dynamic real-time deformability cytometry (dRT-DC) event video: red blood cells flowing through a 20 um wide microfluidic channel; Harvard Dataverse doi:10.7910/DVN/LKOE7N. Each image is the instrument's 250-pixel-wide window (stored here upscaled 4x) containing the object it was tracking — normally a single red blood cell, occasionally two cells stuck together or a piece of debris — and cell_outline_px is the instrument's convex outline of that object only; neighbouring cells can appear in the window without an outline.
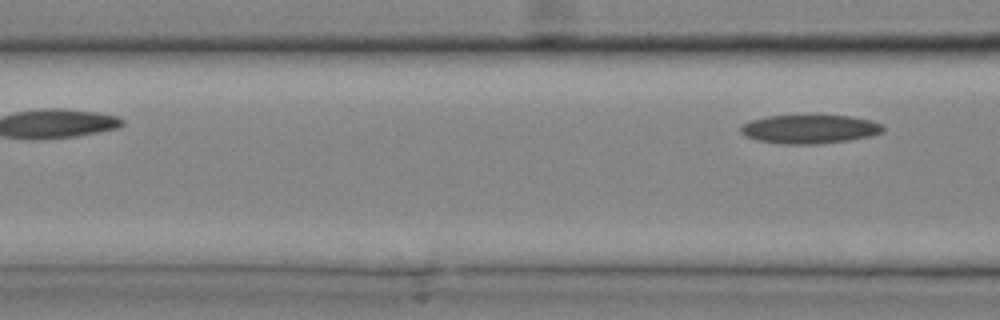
{"species": "common noctule bat (a hibernating species)", "species_latin": "Nyctalus noctula", "temperature_condition": "cold", "stored_images_in_passage": 8, "segment_of_instrument_passage": [2, 2], "camera_frame_rate_fps": 3000, "um_per_image_px": 0.085, "animal": {"sex": "male", "body_mass_g": 20.4}, "frame": {"image": 1, "passage_image": 8, "time_ms": 2.333, "image_size_px": [1000, 320], "cell_outline_px": [[884, 132], [868, 136], [848, 140], [816, 144], [784, 144], [756, 140], [740, 132], [740, 128], [744, 124], [752, 120], [768, 116], [852, 116], [868, 120], [880, 124], [884, 128]], "centroid_in_image_um": [68.81, 10.98], "position_along_channel_um": 97.8, "area_um2": 23.41}}